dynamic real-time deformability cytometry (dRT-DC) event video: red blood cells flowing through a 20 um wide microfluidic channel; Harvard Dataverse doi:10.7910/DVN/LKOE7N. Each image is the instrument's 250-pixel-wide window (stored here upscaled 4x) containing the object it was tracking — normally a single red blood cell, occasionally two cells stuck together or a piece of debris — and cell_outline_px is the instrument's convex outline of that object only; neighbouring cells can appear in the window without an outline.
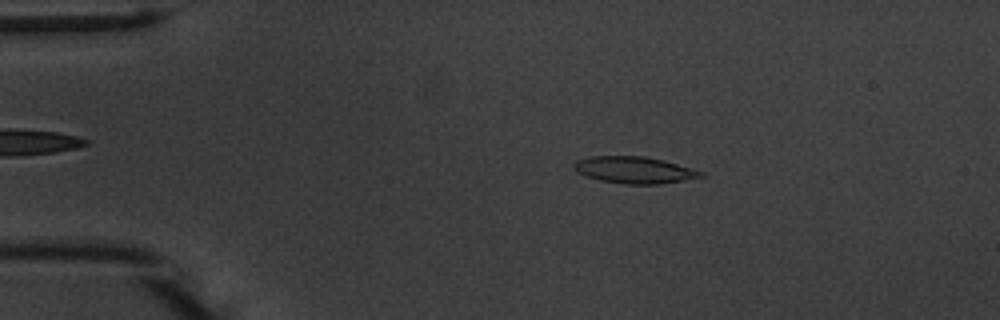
{"species": "common noctule bat (a hibernating species)", "species_latin": "Nyctalus noctula", "temperature_condition": "warm", "stored_images_in_passage": 47, "camera_frame_rate_fps": 3000, "um_per_image_px": 0.085, "animal": {"sex": "male", "body_mass_g": 20.1, "forearm_length_mm": 53.5}, "frame": {"image": 1, "passage_image": 3, "time_ms": 0.667, "image_size_px": [1000, 320], "cell_outline_px": [[704, 176], [684, 180], [660, 184], [624, 184], [600, 180], [576, 172], [572, 168], [572, 164], [576, 160], [592, 156], [644, 156], [664, 160], [704, 172]], "centroid_in_image_um": [53.89, 14.44], "position_along_channel_um": 31.1, "area_um2": 19.77}}
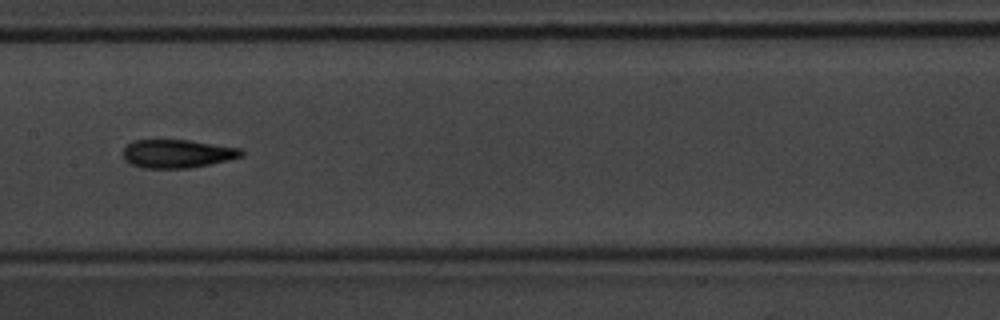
{"frame": {"image": 2, "passage_image": 20, "time_ms": 6.333, "image_size_px": [1000, 320], "cell_outline_px": [[244, 152], [240, 156], [228, 160], [188, 168], [144, 168], [132, 164], [124, 160], [124, 148], [128, 144], [136, 140], [188, 140], [240, 148]], "centroid_in_image_um": [15.05, 13.06], "position_along_channel_um": 192.3, "area_um2": 19.25}}
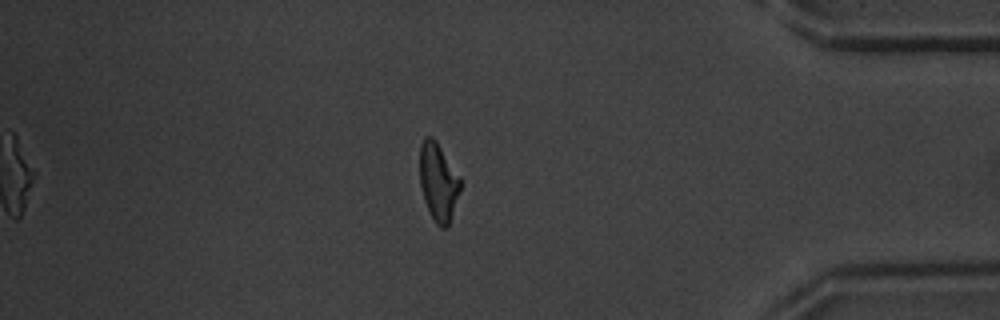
{"frame": {"image": 3, "passage_image": 39, "time_ms": 12.667, "image_size_px": [1000, 320], "cell_outline_px": [[464, 180], [448, 228], [440, 228], [436, 224], [428, 212], [424, 200], [420, 184], [420, 144], [424, 136], [432, 136], [436, 140]], "centroid_in_image_um": [37.29, 15.47], "position_along_channel_um": 397.9, "area_um2": 19.13}, "authors_computed_cell_mechanics": {"area_um2": 19.074, "velocity_mm_per_s": 3.748, "shape_relaxation_time_tau1_ms": 5.6212, "shape_relaxation_time_tau2_ms": 3.6872, "deformation_change_tau1": 0.1848, "deformation_change_tau2": 0.1318}}